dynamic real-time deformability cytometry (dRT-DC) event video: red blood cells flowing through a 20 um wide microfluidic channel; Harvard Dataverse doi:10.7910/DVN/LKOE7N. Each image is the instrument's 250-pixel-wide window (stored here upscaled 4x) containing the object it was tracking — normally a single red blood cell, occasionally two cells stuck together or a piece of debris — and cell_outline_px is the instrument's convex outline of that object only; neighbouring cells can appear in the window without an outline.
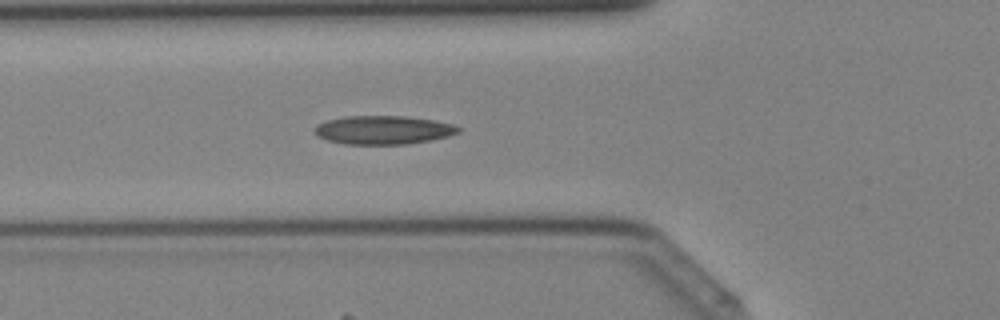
{"species": "Egyptian fruit bat (a non-hibernating species)", "species_latin": "Rousettus aegyptiacus", "temperature_condition": "cold", "stored_images_in_passage": 41, "camera_frame_rate_fps": 3000, "um_per_image_px": 0.085, "animal": {"sex": "female"}, "frame": {"image": 1, "passage_image": 15, "time_ms": 4.667, "image_size_px": [1000, 320], "cell_outline_px": [[460, 132], [448, 136], [432, 140], [408, 144], [344, 144], [328, 140], [316, 136], [312, 132], [316, 124], [328, 120], [348, 116], [404, 116], [432, 120], [452, 124], [460, 128]], "centroid_in_image_um": [32.54, 11.05], "position_along_channel_um": 93.3, "area_um2": 23.99}}
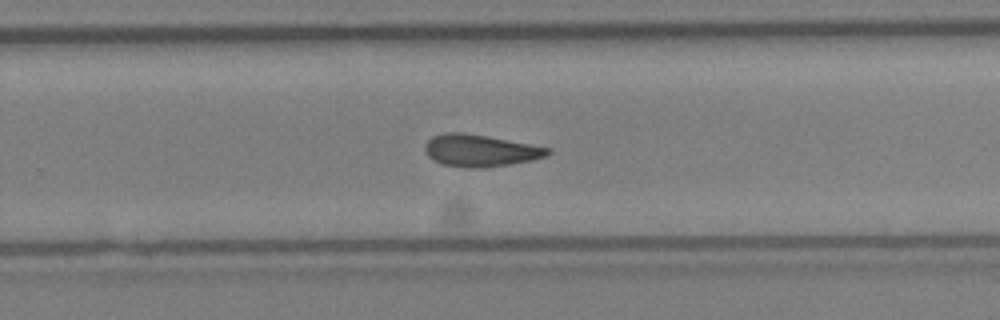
{"frame": {"image": 2, "passage_image": 27, "time_ms": 8.667, "image_size_px": [1000, 320], "cell_outline_px": [[552, 152], [544, 156], [532, 160], [508, 164], [480, 168], [468, 168], [444, 164], [428, 156], [424, 148], [428, 140], [432, 136], [444, 132], [464, 132], [488, 136], [552, 148]], "centroid_in_image_um": [40.83, 12.78], "position_along_channel_um": 289.0, "area_um2": 22.77}}
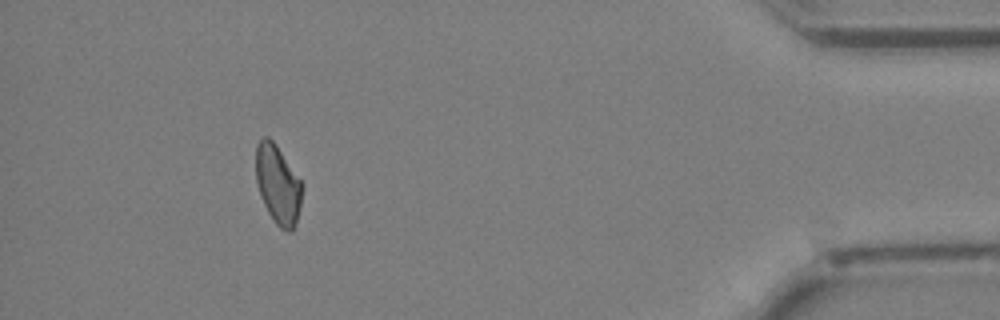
{"frame": {"image": 3, "passage_image": 38, "time_ms": 12.333, "image_size_px": [1000, 320], "cell_outline_px": [[300, 204], [296, 224], [292, 232], [288, 232], [280, 228], [276, 224], [268, 212], [260, 196], [256, 180], [256, 144], [264, 136], [268, 136], [276, 144], [300, 180]], "centroid_in_image_um": [23.59, 15.69], "position_along_channel_um": 411.6, "area_um2": 20.92}}